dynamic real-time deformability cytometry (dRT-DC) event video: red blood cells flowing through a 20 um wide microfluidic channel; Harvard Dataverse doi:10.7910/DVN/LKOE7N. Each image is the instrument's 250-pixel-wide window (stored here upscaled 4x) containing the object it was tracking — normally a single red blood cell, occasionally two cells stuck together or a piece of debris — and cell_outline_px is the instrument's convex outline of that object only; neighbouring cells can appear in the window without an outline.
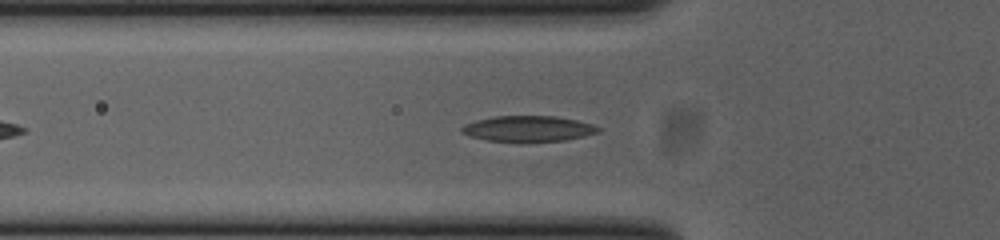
{"species": "common noctule bat (a hibernating species)", "species_latin": "Nyctalus noctula", "temperature_condition": "cold", "stored_images_in_passage": 45, "camera_frame_rate_fps": 3000, "um_per_image_px": 0.085, "animal": {"sex": "female", "body_mass_g": 23.0, "forearm_length_mm": 53.4}, "frame": {"image": 1, "passage_image": 9, "time_ms": 2.667, "image_size_px": [1000, 240], "cell_outline_px": [[604, 128], [600, 132], [584, 136], [564, 140], [488, 140], [472, 136], [460, 132], [460, 128], [464, 124], [476, 120], [496, 116], [556, 116], [576, 120], [592, 124]], "centroid_in_image_um": [44.94, 10.91], "position_along_channel_um": 80.9, "area_um2": 20.0}}
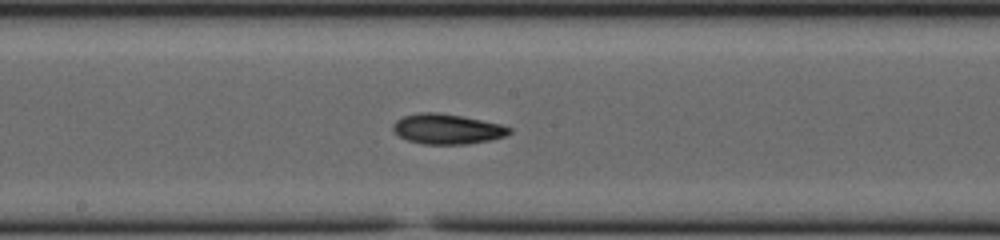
{"frame": {"image": 2, "passage_image": 19, "time_ms": 6.0, "image_size_px": [1000, 240], "cell_outline_px": [[512, 132], [504, 136], [492, 140], [468, 144], [424, 144], [408, 140], [400, 136], [392, 128], [392, 124], [396, 120], [404, 116], [420, 112], [440, 112], [464, 116], [500, 124], [512, 128]], "centroid_in_image_um": [38.03, 10.96], "position_along_channel_um": 210.2, "area_um2": 20.52}}
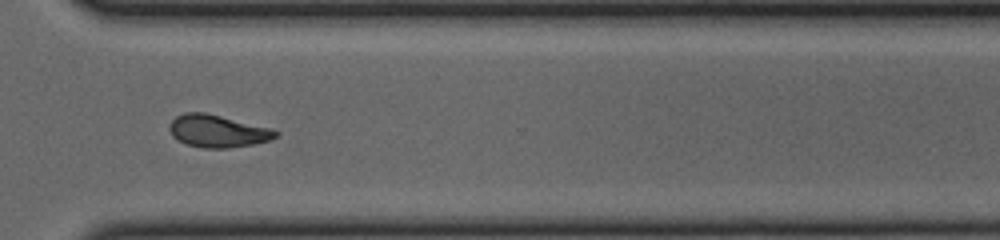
{"frame": {"image": 3, "passage_image": 30, "time_ms": 9.667, "image_size_px": [1000, 240], "cell_outline_px": [[280, 132], [276, 136], [268, 140], [252, 144], [228, 148], [204, 148], [188, 144], [176, 140], [172, 136], [168, 128], [172, 120], [176, 116], [184, 112], [204, 112], [272, 128]], "centroid_in_image_um": [18.47, 11.13], "position_along_channel_um": 352.1, "area_um2": 20.0}}